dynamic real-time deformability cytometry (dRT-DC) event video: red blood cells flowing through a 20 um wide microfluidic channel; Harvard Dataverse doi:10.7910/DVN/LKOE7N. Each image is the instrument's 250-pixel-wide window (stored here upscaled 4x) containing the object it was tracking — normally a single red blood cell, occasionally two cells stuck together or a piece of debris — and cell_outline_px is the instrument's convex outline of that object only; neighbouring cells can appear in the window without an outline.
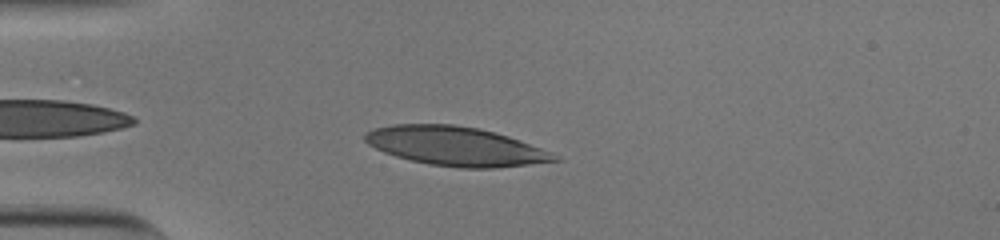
{"species": "human", "species_latin": "Homo sapiens", "temperature_condition": "cold", "stored_images_in_passage": 38, "camera_frame_rate_fps": 3000, "um_per_image_px": 0.085, "donor": {"sex": "male"}, "frame": {"image": 1, "passage_image": 3, "time_ms": 0.667, "image_size_px": [1000, 240], "cell_outline_px": [[564, 160], [496, 168], [460, 168], [428, 164], [396, 156], [384, 152], [368, 144], [364, 140], [364, 132], [376, 128], [392, 124], [452, 124], [480, 128], [496, 132], [508, 136], [540, 148]], "centroid_in_image_um": [38.7, 12.42], "position_along_channel_um": 46.3, "area_um2": 42.95}}
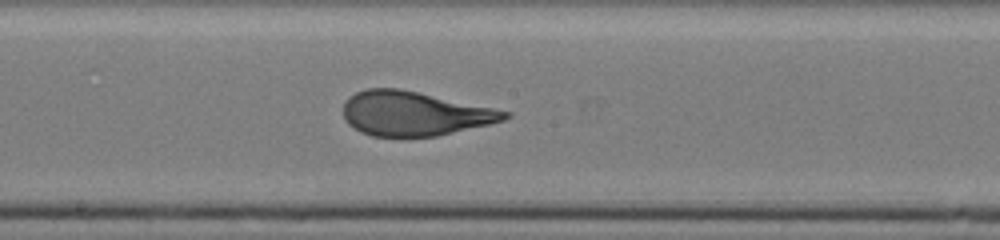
{"frame": {"image": 2, "passage_image": 18, "time_ms": 5.667, "image_size_px": [1000, 240], "cell_outline_px": [[512, 116], [504, 120], [488, 124], [436, 136], [372, 136], [360, 132], [348, 124], [344, 120], [344, 100], [348, 96], [356, 92], [368, 88], [400, 88], [512, 112]], "centroid_in_image_um": [35.18, 9.64], "position_along_channel_um": 213.0, "area_um2": 41.56}}
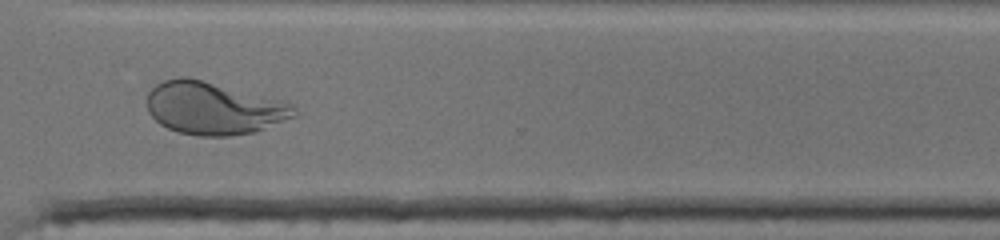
{"frame": {"image": 3, "passage_image": 29, "time_ms": 9.333, "image_size_px": [1000, 240], "cell_outline_px": [[296, 116], [252, 132], [232, 136], [196, 136], [180, 132], [168, 128], [160, 124], [148, 112], [148, 92], [156, 84], [164, 80], [180, 76], [188, 76], [280, 100], [292, 104], [296, 108]], "centroid_in_image_um": [18.13, 9.19], "position_along_channel_um": 352.5, "area_um2": 44.8}, "authors_computed_cell_mechanics": {"area_um2": 42.9165, "velocity_mm_per_s": 3.7983, "shape_relaxation_time_tau1_ms": 5.7181, "shape_relaxation_time_tau2_ms": null, "deformation_change_tau1": 0.255, "deformation_change_tau2": null}}